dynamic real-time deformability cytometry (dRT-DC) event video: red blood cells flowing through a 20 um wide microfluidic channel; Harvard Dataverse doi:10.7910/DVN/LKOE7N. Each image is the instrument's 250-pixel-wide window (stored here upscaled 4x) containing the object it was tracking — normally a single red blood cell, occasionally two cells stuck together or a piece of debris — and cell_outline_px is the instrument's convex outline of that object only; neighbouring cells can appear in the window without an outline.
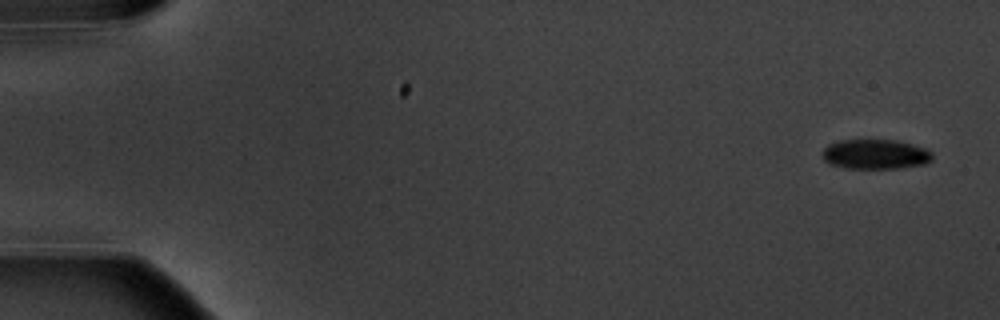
{"species": "common noctule bat (a hibernating species)", "species_latin": "Nyctalus noctula", "temperature_condition": "warm", "stored_images_in_passage": 15, "camera_frame_rate_fps": 3000, "um_per_image_px": 0.085, "animal": {"sex": "male", "body_mass_g": 20.1, "forearm_length_mm": 53.5}, "frame": {"image": 1, "passage_image": 1, "time_ms": 0.0, "image_size_px": [1000, 320], "cell_outline_px": [[932, 160], [924, 164], [904, 168], [848, 168], [828, 164], [824, 160], [820, 152], [828, 144], [840, 140], [896, 140], [912, 144], [924, 148], [932, 152]], "centroid_in_image_um": [74.38, 13.11], "position_along_channel_um": 10.6, "area_um2": 19.25}}
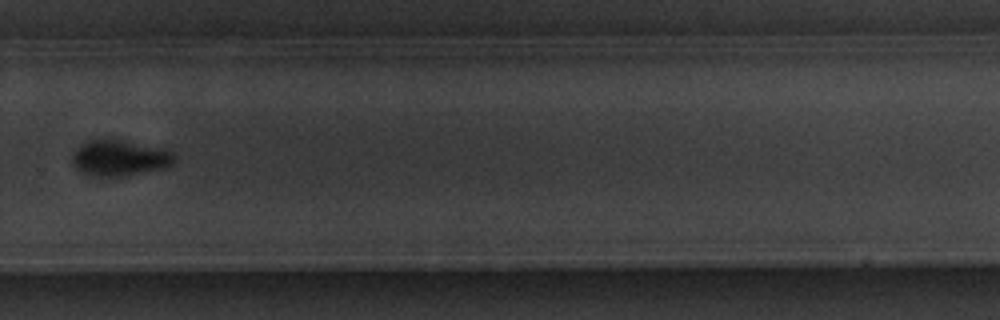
{"frame": {"image": 2, "passage_image": 11, "time_ms": 12.667, "image_size_px": [1000, 320], "cell_outline_px": [[176, 160], [172, 164], [160, 168], [124, 176], [88, 176], [76, 168], [72, 164], [72, 156], [76, 148], [88, 140], [120, 140], [176, 152]], "centroid_in_image_um": [10.13, 13.44], "position_along_channel_um": 319.7, "area_um2": 20.98}}
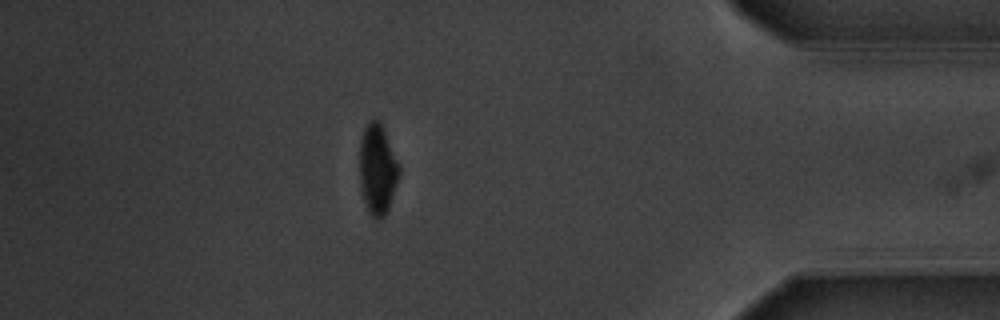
{"frame": {"image": 3, "passage_image": 14, "time_ms": 16.0, "image_size_px": [1000, 320], "cell_outline_px": [[400, 176], [388, 208], [384, 216], [380, 220], [376, 220], [368, 212], [360, 188], [360, 140], [364, 128], [368, 120], [380, 120], [400, 164]], "centroid_in_image_um": [32.1, 14.38], "position_along_channel_um": 403.1, "area_um2": 21.1}, "authors_computed_cell_mechanics": {"area_um2": 21.3282, "velocity_mm_per_s": 3.588, "shape_relaxation_time_tau1_ms": 2.3296, "shape_relaxation_time_tau2_ms": null, "deformation_change_tau1": 0.0949, "deformation_change_tau2": null}}